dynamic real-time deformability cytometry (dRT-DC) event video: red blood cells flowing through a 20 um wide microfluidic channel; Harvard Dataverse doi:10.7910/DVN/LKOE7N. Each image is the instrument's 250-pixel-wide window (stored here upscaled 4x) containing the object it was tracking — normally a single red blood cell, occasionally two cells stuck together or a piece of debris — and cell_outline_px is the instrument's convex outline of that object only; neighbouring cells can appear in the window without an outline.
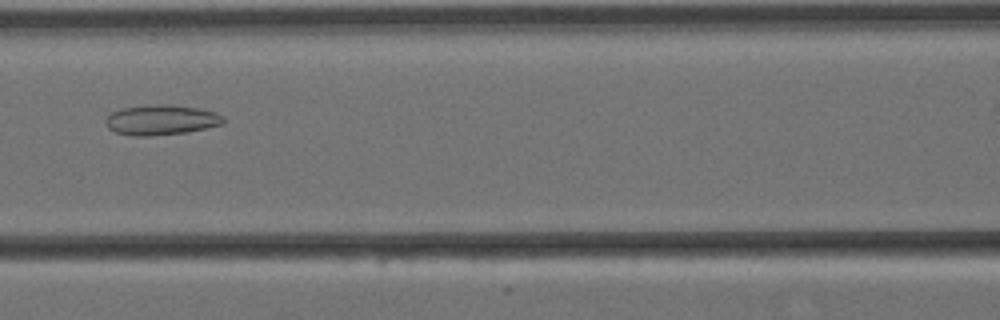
{"species": "Egyptian fruit bat (a non-hibernating species)", "species_latin": "Rousettus aegyptiacus", "temperature_condition": "cold", "stored_images_in_passage": 5, "camera_frame_rate_fps": 3000, "um_per_image_px": 0.085, "animal": {"sex": "female"}, "frame": {"image": 1, "passage_image": 4, "time_ms": 1.0, "image_size_px": [1000, 320], "cell_outline_px": [[224, 124], [184, 132], [152, 136], [132, 136], [116, 132], [108, 128], [104, 120], [112, 112], [120, 108], [168, 104], [196, 108], [216, 112], [224, 116]], "centroid_in_image_um": [13.69, 10.2], "position_along_channel_um": 152.9, "area_um2": 20.46}}